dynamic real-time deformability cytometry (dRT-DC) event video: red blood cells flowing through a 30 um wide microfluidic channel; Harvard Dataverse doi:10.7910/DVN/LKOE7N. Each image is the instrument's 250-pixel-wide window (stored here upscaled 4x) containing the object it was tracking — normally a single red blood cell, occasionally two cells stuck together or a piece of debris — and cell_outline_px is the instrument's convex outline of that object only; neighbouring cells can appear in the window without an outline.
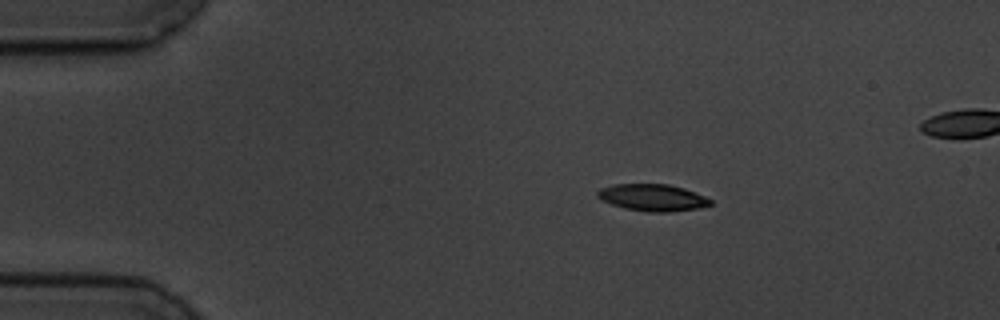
{"species": "common noctule bat (a hibernating species)", "species_latin": "Nyctalus noctula", "temperature_condition": "cold", "stored_images_in_passage": 4, "camera_frame_rate_fps": 3000, "um_per_image_px": 0.085, "animal": {"sex": "male", "body_mass_g": 19.5, "forearm_length_mm": 54.6}, "frame": {"image": 1, "passage_image": 2, "time_ms": 1.333, "image_size_px": [1000, 320], "cell_outline_px": [[712, 204], [696, 208], [668, 212], [648, 212], [624, 208], [612, 204], [596, 196], [596, 192], [600, 188], [612, 184], [668, 184], [684, 188], [704, 196], [712, 200]], "centroid_in_image_um": [55.44, 16.78], "position_along_channel_um": 29.6, "area_um2": 17.57}}